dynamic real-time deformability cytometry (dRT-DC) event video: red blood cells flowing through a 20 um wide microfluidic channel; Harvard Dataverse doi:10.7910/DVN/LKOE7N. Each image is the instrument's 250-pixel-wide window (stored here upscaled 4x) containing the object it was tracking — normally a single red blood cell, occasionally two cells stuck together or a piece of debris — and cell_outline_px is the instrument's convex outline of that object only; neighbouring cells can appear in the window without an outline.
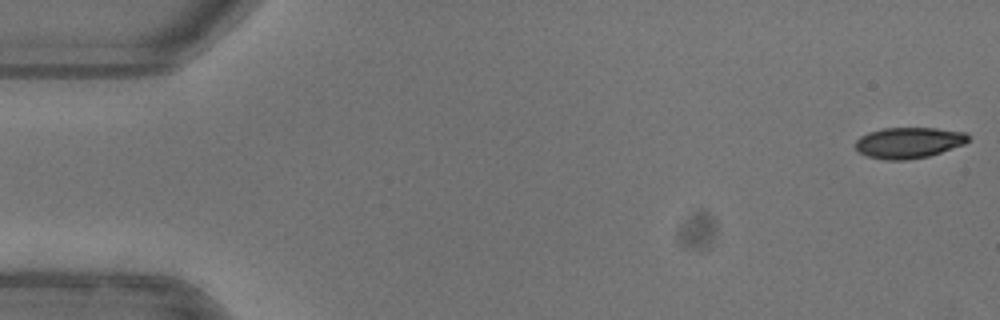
{"species": "common noctule bat (a hibernating species)", "species_latin": "Nyctalus noctula", "temperature_condition": "warm", "stored_images_in_passage": 50, "camera_frame_rate_fps": 3000, "um_per_image_px": 0.085, "animal": {"sex": "female"}, "frame": {"image": 1, "passage_image": 1, "time_ms": 0.0, "image_size_px": [1000, 320], "cell_outline_px": [[968, 140], [964, 144], [928, 156], [908, 160], [888, 160], [868, 156], [860, 152], [856, 148], [856, 140], [860, 136], [868, 132], [884, 128], [936, 128], [964, 132], [968, 136]], "centroid_in_image_um": [77.22, 12.12], "position_along_channel_um": 7.8, "area_um2": 20.11}}
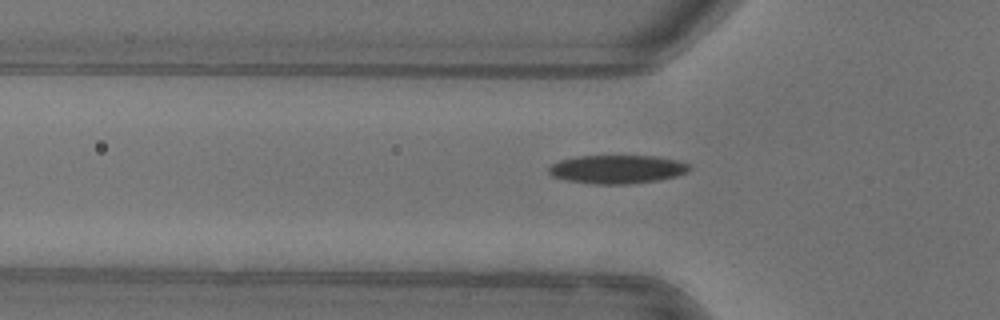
{"frame": {"image": 2, "passage_image": 17, "time_ms": 5.333, "image_size_px": [1000, 320], "cell_outline_px": [[692, 168], [688, 172], [676, 176], [660, 180], [628, 184], [592, 184], [568, 180], [552, 176], [548, 172], [548, 168], [552, 164], [560, 160], [580, 156], [656, 156], [676, 160], [688, 164]], "centroid_in_image_um": [52.48, 14.39], "position_along_channel_um": 73.3, "area_um2": 23.35}, "authors_computed_cell_mechanics": {"area_um2": 22.5709, "velocity_mm_per_s": 3.977, "shape_relaxation_time_tau1_ms": 4.0759, "shape_relaxation_time_tau2_ms": 5.9055, "deformation_change_tau1": 0.1599, "deformation_change_tau2": 0.1025}}